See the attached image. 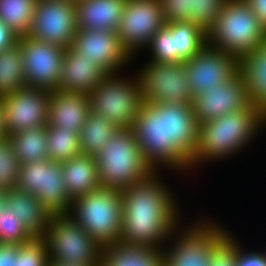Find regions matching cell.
Wrapping results in <instances>:
<instances>
[{
  "mask_svg": "<svg viewBox=\"0 0 266 266\" xmlns=\"http://www.w3.org/2000/svg\"><path fill=\"white\" fill-rule=\"evenodd\" d=\"M32 238L13 210L0 211V243L21 245Z\"/></svg>",
  "mask_w": 266,
  "mask_h": 266,
  "instance_id": "obj_36",
  "label": "cell"
},
{
  "mask_svg": "<svg viewBox=\"0 0 266 266\" xmlns=\"http://www.w3.org/2000/svg\"><path fill=\"white\" fill-rule=\"evenodd\" d=\"M150 52L149 60L158 63H175L174 22H167L151 38L145 47Z\"/></svg>",
  "mask_w": 266,
  "mask_h": 266,
  "instance_id": "obj_35",
  "label": "cell"
},
{
  "mask_svg": "<svg viewBox=\"0 0 266 266\" xmlns=\"http://www.w3.org/2000/svg\"><path fill=\"white\" fill-rule=\"evenodd\" d=\"M7 137L8 133L5 126V109L2 102V97H0V140L6 139Z\"/></svg>",
  "mask_w": 266,
  "mask_h": 266,
  "instance_id": "obj_43",
  "label": "cell"
},
{
  "mask_svg": "<svg viewBox=\"0 0 266 266\" xmlns=\"http://www.w3.org/2000/svg\"><path fill=\"white\" fill-rule=\"evenodd\" d=\"M70 213L101 248L119 241L123 215L120 190L100 187L80 196L72 201Z\"/></svg>",
  "mask_w": 266,
  "mask_h": 266,
  "instance_id": "obj_5",
  "label": "cell"
},
{
  "mask_svg": "<svg viewBox=\"0 0 266 266\" xmlns=\"http://www.w3.org/2000/svg\"><path fill=\"white\" fill-rule=\"evenodd\" d=\"M7 205V193L4 190H0V211H2Z\"/></svg>",
  "mask_w": 266,
  "mask_h": 266,
  "instance_id": "obj_44",
  "label": "cell"
},
{
  "mask_svg": "<svg viewBox=\"0 0 266 266\" xmlns=\"http://www.w3.org/2000/svg\"><path fill=\"white\" fill-rule=\"evenodd\" d=\"M6 207L20 219L33 237H43L50 221V214L32 194L19 188L6 191Z\"/></svg>",
  "mask_w": 266,
  "mask_h": 266,
  "instance_id": "obj_26",
  "label": "cell"
},
{
  "mask_svg": "<svg viewBox=\"0 0 266 266\" xmlns=\"http://www.w3.org/2000/svg\"><path fill=\"white\" fill-rule=\"evenodd\" d=\"M266 29V0H244Z\"/></svg>",
  "mask_w": 266,
  "mask_h": 266,
  "instance_id": "obj_42",
  "label": "cell"
},
{
  "mask_svg": "<svg viewBox=\"0 0 266 266\" xmlns=\"http://www.w3.org/2000/svg\"><path fill=\"white\" fill-rule=\"evenodd\" d=\"M126 2L127 0L77 1V29L117 31Z\"/></svg>",
  "mask_w": 266,
  "mask_h": 266,
  "instance_id": "obj_23",
  "label": "cell"
},
{
  "mask_svg": "<svg viewBox=\"0 0 266 266\" xmlns=\"http://www.w3.org/2000/svg\"><path fill=\"white\" fill-rule=\"evenodd\" d=\"M72 47L94 61L106 74L121 72L134 58L121 44L116 31L78 29Z\"/></svg>",
  "mask_w": 266,
  "mask_h": 266,
  "instance_id": "obj_16",
  "label": "cell"
},
{
  "mask_svg": "<svg viewBox=\"0 0 266 266\" xmlns=\"http://www.w3.org/2000/svg\"><path fill=\"white\" fill-rule=\"evenodd\" d=\"M166 23L160 0H127L116 32L135 58Z\"/></svg>",
  "mask_w": 266,
  "mask_h": 266,
  "instance_id": "obj_12",
  "label": "cell"
},
{
  "mask_svg": "<svg viewBox=\"0 0 266 266\" xmlns=\"http://www.w3.org/2000/svg\"><path fill=\"white\" fill-rule=\"evenodd\" d=\"M25 87L21 45L0 51V97Z\"/></svg>",
  "mask_w": 266,
  "mask_h": 266,
  "instance_id": "obj_31",
  "label": "cell"
},
{
  "mask_svg": "<svg viewBox=\"0 0 266 266\" xmlns=\"http://www.w3.org/2000/svg\"><path fill=\"white\" fill-rule=\"evenodd\" d=\"M101 266H163V249L115 242L101 250Z\"/></svg>",
  "mask_w": 266,
  "mask_h": 266,
  "instance_id": "obj_27",
  "label": "cell"
},
{
  "mask_svg": "<svg viewBox=\"0 0 266 266\" xmlns=\"http://www.w3.org/2000/svg\"><path fill=\"white\" fill-rule=\"evenodd\" d=\"M43 238L48 259L78 266H99L102 248L71 213L50 216Z\"/></svg>",
  "mask_w": 266,
  "mask_h": 266,
  "instance_id": "obj_8",
  "label": "cell"
},
{
  "mask_svg": "<svg viewBox=\"0 0 266 266\" xmlns=\"http://www.w3.org/2000/svg\"><path fill=\"white\" fill-rule=\"evenodd\" d=\"M117 130L113 123L90 111L79 134L81 153L96 157Z\"/></svg>",
  "mask_w": 266,
  "mask_h": 266,
  "instance_id": "obj_28",
  "label": "cell"
},
{
  "mask_svg": "<svg viewBox=\"0 0 266 266\" xmlns=\"http://www.w3.org/2000/svg\"><path fill=\"white\" fill-rule=\"evenodd\" d=\"M209 219H198L184 229L180 225L171 234L169 245L162 248L163 266H210L214 250L232 232Z\"/></svg>",
  "mask_w": 266,
  "mask_h": 266,
  "instance_id": "obj_6",
  "label": "cell"
},
{
  "mask_svg": "<svg viewBox=\"0 0 266 266\" xmlns=\"http://www.w3.org/2000/svg\"><path fill=\"white\" fill-rule=\"evenodd\" d=\"M238 72L250 103L266 114V39L256 49L238 59Z\"/></svg>",
  "mask_w": 266,
  "mask_h": 266,
  "instance_id": "obj_24",
  "label": "cell"
},
{
  "mask_svg": "<svg viewBox=\"0 0 266 266\" xmlns=\"http://www.w3.org/2000/svg\"><path fill=\"white\" fill-rule=\"evenodd\" d=\"M19 36L0 19V51L18 43Z\"/></svg>",
  "mask_w": 266,
  "mask_h": 266,
  "instance_id": "obj_41",
  "label": "cell"
},
{
  "mask_svg": "<svg viewBox=\"0 0 266 266\" xmlns=\"http://www.w3.org/2000/svg\"><path fill=\"white\" fill-rule=\"evenodd\" d=\"M227 0H160L166 22L191 21L206 33Z\"/></svg>",
  "mask_w": 266,
  "mask_h": 266,
  "instance_id": "obj_22",
  "label": "cell"
},
{
  "mask_svg": "<svg viewBox=\"0 0 266 266\" xmlns=\"http://www.w3.org/2000/svg\"><path fill=\"white\" fill-rule=\"evenodd\" d=\"M237 240L236 266H266L265 252L259 250L247 251ZM246 250V251H245Z\"/></svg>",
  "mask_w": 266,
  "mask_h": 266,
  "instance_id": "obj_39",
  "label": "cell"
},
{
  "mask_svg": "<svg viewBox=\"0 0 266 266\" xmlns=\"http://www.w3.org/2000/svg\"><path fill=\"white\" fill-rule=\"evenodd\" d=\"M19 245L0 243V266H14Z\"/></svg>",
  "mask_w": 266,
  "mask_h": 266,
  "instance_id": "obj_40",
  "label": "cell"
},
{
  "mask_svg": "<svg viewBox=\"0 0 266 266\" xmlns=\"http://www.w3.org/2000/svg\"><path fill=\"white\" fill-rule=\"evenodd\" d=\"M50 92L25 86L2 96L8 136L47 125Z\"/></svg>",
  "mask_w": 266,
  "mask_h": 266,
  "instance_id": "obj_15",
  "label": "cell"
},
{
  "mask_svg": "<svg viewBox=\"0 0 266 266\" xmlns=\"http://www.w3.org/2000/svg\"><path fill=\"white\" fill-rule=\"evenodd\" d=\"M37 0H0V19L19 37L30 33Z\"/></svg>",
  "mask_w": 266,
  "mask_h": 266,
  "instance_id": "obj_32",
  "label": "cell"
},
{
  "mask_svg": "<svg viewBox=\"0 0 266 266\" xmlns=\"http://www.w3.org/2000/svg\"><path fill=\"white\" fill-rule=\"evenodd\" d=\"M136 75L143 102L192 104V89L184 63L148 61Z\"/></svg>",
  "mask_w": 266,
  "mask_h": 266,
  "instance_id": "obj_10",
  "label": "cell"
},
{
  "mask_svg": "<svg viewBox=\"0 0 266 266\" xmlns=\"http://www.w3.org/2000/svg\"><path fill=\"white\" fill-rule=\"evenodd\" d=\"M48 159L63 163L81 153L79 135L72 130L46 126Z\"/></svg>",
  "mask_w": 266,
  "mask_h": 266,
  "instance_id": "obj_33",
  "label": "cell"
},
{
  "mask_svg": "<svg viewBox=\"0 0 266 266\" xmlns=\"http://www.w3.org/2000/svg\"><path fill=\"white\" fill-rule=\"evenodd\" d=\"M158 172L160 170H154L146 178L121 190L123 215L119 242L163 248L182 223L179 214L182 209L177 198Z\"/></svg>",
  "mask_w": 266,
  "mask_h": 266,
  "instance_id": "obj_1",
  "label": "cell"
},
{
  "mask_svg": "<svg viewBox=\"0 0 266 266\" xmlns=\"http://www.w3.org/2000/svg\"><path fill=\"white\" fill-rule=\"evenodd\" d=\"M132 130L146 161L154 170L168 168L165 107L162 104L143 102Z\"/></svg>",
  "mask_w": 266,
  "mask_h": 266,
  "instance_id": "obj_17",
  "label": "cell"
},
{
  "mask_svg": "<svg viewBox=\"0 0 266 266\" xmlns=\"http://www.w3.org/2000/svg\"><path fill=\"white\" fill-rule=\"evenodd\" d=\"M165 107L168 170L187 174L198 140L199 122L190 103H161Z\"/></svg>",
  "mask_w": 266,
  "mask_h": 266,
  "instance_id": "obj_11",
  "label": "cell"
},
{
  "mask_svg": "<svg viewBox=\"0 0 266 266\" xmlns=\"http://www.w3.org/2000/svg\"><path fill=\"white\" fill-rule=\"evenodd\" d=\"M266 39V29L244 0H227L212 28L207 45L237 59L256 49Z\"/></svg>",
  "mask_w": 266,
  "mask_h": 266,
  "instance_id": "obj_4",
  "label": "cell"
},
{
  "mask_svg": "<svg viewBox=\"0 0 266 266\" xmlns=\"http://www.w3.org/2000/svg\"><path fill=\"white\" fill-rule=\"evenodd\" d=\"M246 87L237 71L229 80L196 95L192 105L199 124L227 113L237 112L250 105Z\"/></svg>",
  "mask_w": 266,
  "mask_h": 266,
  "instance_id": "obj_19",
  "label": "cell"
},
{
  "mask_svg": "<svg viewBox=\"0 0 266 266\" xmlns=\"http://www.w3.org/2000/svg\"><path fill=\"white\" fill-rule=\"evenodd\" d=\"M62 175L72 201L101 187L96 157L92 155L80 153L63 162Z\"/></svg>",
  "mask_w": 266,
  "mask_h": 266,
  "instance_id": "obj_25",
  "label": "cell"
},
{
  "mask_svg": "<svg viewBox=\"0 0 266 266\" xmlns=\"http://www.w3.org/2000/svg\"><path fill=\"white\" fill-rule=\"evenodd\" d=\"M96 161L100 186L120 191L154 171L132 129H118L96 155Z\"/></svg>",
  "mask_w": 266,
  "mask_h": 266,
  "instance_id": "obj_3",
  "label": "cell"
},
{
  "mask_svg": "<svg viewBox=\"0 0 266 266\" xmlns=\"http://www.w3.org/2000/svg\"><path fill=\"white\" fill-rule=\"evenodd\" d=\"M192 98L229 80L238 71V59L232 54L206 45L184 62Z\"/></svg>",
  "mask_w": 266,
  "mask_h": 266,
  "instance_id": "obj_18",
  "label": "cell"
},
{
  "mask_svg": "<svg viewBox=\"0 0 266 266\" xmlns=\"http://www.w3.org/2000/svg\"><path fill=\"white\" fill-rule=\"evenodd\" d=\"M48 260L45 239L33 237L30 241L19 245L14 266H47Z\"/></svg>",
  "mask_w": 266,
  "mask_h": 266,
  "instance_id": "obj_37",
  "label": "cell"
},
{
  "mask_svg": "<svg viewBox=\"0 0 266 266\" xmlns=\"http://www.w3.org/2000/svg\"><path fill=\"white\" fill-rule=\"evenodd\" d=\"M107 74L94 61L81 57L72 47L65 48L59 89L89 96Z\"/></svg>",
  "mask_w": 266,
  "mask_h": 266,
  "instance_id": "obj_21",
  "label": "cell"
},
{
  "mask_svg": "<svg viewBox=\"0 0 266 266\" xmlns=\"http://www.w3.org/2000/svg\"><path fill=\"white\" fill-rule=\"evenodd\" d=\"M175 63H184L207 45V33L191 21L174 22Z\"/></svg>",
  "mask_w": 266,
  "mask_h": 266,
  "instance_id": "obj_30",
  "label": "cell"
},
{
  "mask_svg": "<svg viewBox=\"0 0 266 266\" xmlns=\"http://www.w3.org/2000/svg\"><path fill=\"white\" fill-rule=\"evenodd\" d=\"M237 239L231 233L213 252L210 266H236Z\"/></svg>",
  "mask_w": 266,
  "mask_h": 266,
  "instance_id": "obj_38",
  "label": "cell"
},
{
  "mask_svg": "<svg viewBox=\"0 0 266 266\" xmlns=\"http://www.w3.org/2000/svg\"><path fill=\"white\" fill-rule=\"evenodd\" d=\"M47 266H78V265L62 263V262H55V261H52L49 259Z\"/></svg>",
  "mask_w": 266,
  "mask_h": 266,
  "instance_id": "obj_45",
  "label": "cell"
},
{
  "mask_svg": "<svg viewBox=\"0 0 266 266\" xmlns=\"http://www.w3.org/2000/svg\"><path fill=\"white\" fill-rule=\"evenodd\" d=\"M21 163L16 157L12 141L7 137L0 140V190L17 188Z\"/></svg>",
  "mask_w": 266,
  "mask_h": 266,
  "instance_id": "obj_34",
  "label": "cell"
},
{
  "mask_svg": "<svg viewBox=\"0 0 266 266\" xmlns=\"http://www.w3.org/2000/svg\"><path fill=\"white\" fill-rule=\"evenodd\" d=\"M90 111L89 96L61 89L51 91L46 126L72 130L79 135Z\"/></svg>",
  "mask_w": 266,
  "mask_h": 266,
  "instance_id": "obj_20",
  "label": "cell"
},
{
  "mask_svg": "<svg viewBox=\"0 0 266 266\" xmlns=\"http://www.w3.org/2000/svg\"><path fill=\"white\" fill-rule=\"evenodd\" d=\"M75 2L71 0H37L30 36L33 39L72 46L77 33Z\"/></svg>",
  "mask_w": 266,
  "mask_h": 266,
  "instance_id": "obj_13",
  "label": "cell"
},
{
  "mask_svg": "<svg viewBox=\"0 0 266 266\" xmlns=\"http://www.w3.org/2000/svg\"><path fill=\"white\" fill-rule=\"evenodd\" d=\"M24 65L25 86L59 89L65 48L30 36L19 37Z\"/></svg>",
  "mask_w": 266,
  "mask_h": 266,
  "instance_id": "obj_14",
  "label": "cell"
},
{
  "mask_svg": "<svg viewBox=\"0 0 266 266\" xmlns=\"http://www.w3.org/2000/svg\"><path fill=\"white\" fill-rule=\"evenodd\" d=\"M263 127H266V114L254 104L201 123L190 172L206 165L205 162L228 159L249 148Z\"/></svg>",
  "mask_w": 266,
  "mask_h": 266,
  "instance_id": "obj_2",
  "label": "cell"
},
{
  "mask_svg": "<svg viewBox=\"0 0 266 266\" xmlns=\"http://www.w3.org/2000/svg\"><path fill=\"white\" fill-rule=\"evenodd\" d=\"M62 163L47 160L21 164L17 188L36 197L50 214H67L72 200L66 192Z\"/></svg>",
  "mask_w": 266,
  "mask_h": 266,
  "instance_id": "obj_9",
  "label": "cell"
},
{
  "mask_svg": "<svg viewBox=\"0 0 266 266\" xmlns=\"http://www.w3.org/2000/svg\"><path fill=\"white\" fill-rule=\"evenodd\" d=\"M21 164L48 159L46 126L8 136Z\"/></svg>",
  "mask_w": 266,
  "mask_h": 266,
  "instance_id": "obj_29",
  "label": "cell"
},
{
  "mask_svg": "<svg viewBox=\"0 0 266 266\" xmlns=\"http://www.w3.org/2000/svg\"><path fill=\"white\" fill-rule=\"evenodd\" d=\"M119 74H107L102 79L89 95L90 107L118 129H132L143 105L141 86L136 74L129 78Z\"/></svg>",
  "mask_w": 266,
  "mask_h": 266,
  "instance_id": "obj_7",
  "label": "cell"
}]
</instances>
